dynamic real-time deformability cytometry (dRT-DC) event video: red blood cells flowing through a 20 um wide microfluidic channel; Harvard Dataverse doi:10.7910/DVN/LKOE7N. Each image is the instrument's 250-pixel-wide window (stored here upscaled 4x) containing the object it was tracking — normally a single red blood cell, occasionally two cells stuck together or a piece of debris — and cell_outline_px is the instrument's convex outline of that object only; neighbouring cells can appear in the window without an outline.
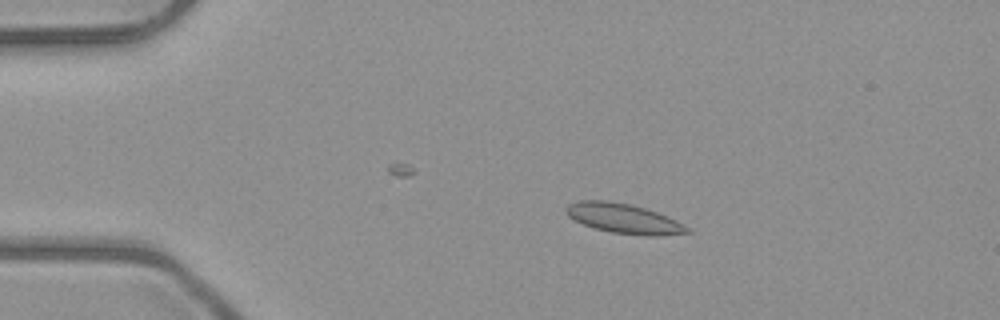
{"species": "common noctule bat (a hibernating species)", "species_latin": "Nyctalus noctula", "temperature_condition": "room temperature", "stored_images_in_passage": 7, "camera_frame_rate_fps": 3000, "um_per_image_px": 0.085, "animal": {"sex": "male", "body_mass_g": 23.1, "forearm_length_mm": 52.7}, "frame": {"image": 1, "passage_image": 4, "time_ms": 3.333, "image_size_px": [1000, 320], "cell_outline_px": [[692, 232], [652, 236], [644, 236], [612, 232], [596, 228], [584, 224], [568, 216], [564, 212], [564, 208], [568, 204], [576, 200], [608, 200], [628, 204], [644, 208], [668, 216], [676, 220], [688, 228]], "centroid_in_image_um": [52.97, 18.56], "position_along_channel_um": 32.0, "area_um2": 20.87}}
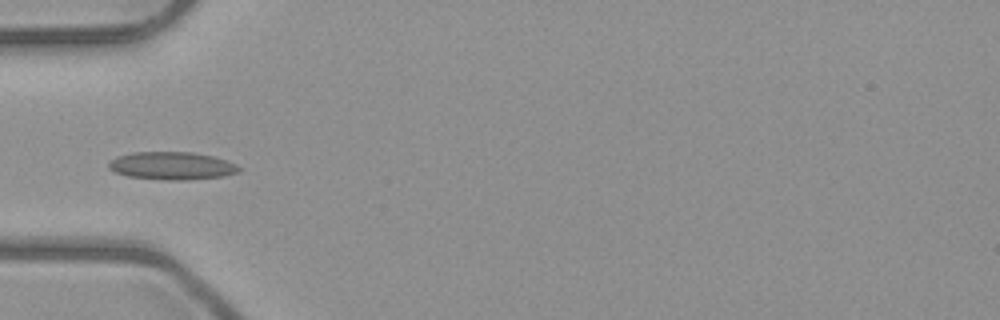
{"frame": {"image": 2, "passage_image": 6, "time_ms": 5.667, "image_size_px": [1000, 320], "cell_outline_px": [[240, 172], [224, 176], [188, 180], [160, 180], [128, 176], [116, 172], [108, 168], [108, 164], [116, 156], [132, 152], [192, 152], [212, 156], [236, 164], [240, 168]], "centroid_in_image_um": [14.6, 14.1], "position_along_channel_um": 70.4, "area_um2": 21.15}}
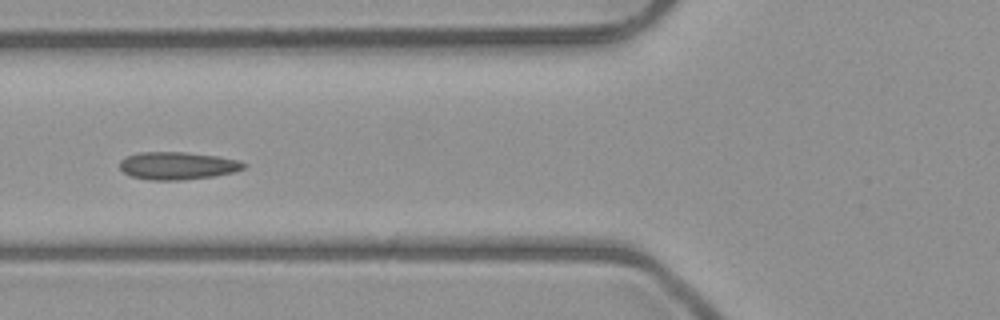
{"frame": {"image": 3, "passage_image": 7, "time_ms": 6.667, "image_size_px": [1000, 320], "cell_outline_px": [[248, 164], [244, 168], [232, 172], [212, 176], [184, 180], [148, 180], [132, 176], [124, 172], [120, 168], [120, 160], [124, 156], [140, 152], [188, 152], [216, 156], [240, 160]], "centroid_in_image_um": [15.08, 14.08], "position_along_channel_um": 110.7, "area_um2": 20.06}}